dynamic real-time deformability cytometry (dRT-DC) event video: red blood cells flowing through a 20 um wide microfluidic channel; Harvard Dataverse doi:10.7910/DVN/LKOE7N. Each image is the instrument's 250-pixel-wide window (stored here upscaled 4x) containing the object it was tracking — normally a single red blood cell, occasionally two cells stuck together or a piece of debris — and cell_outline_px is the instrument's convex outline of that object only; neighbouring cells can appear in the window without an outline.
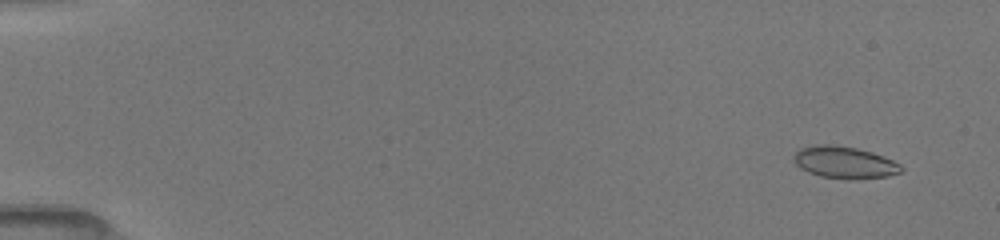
{"species": "common noctule bat (a hibernating species)", "species_latin": "Nyctalus noctula", "temperature_condition": "room temperature", "stored_images_in_passage": 61, "camera_frame_rate_fps": 3000, "um_per_image_px": 0.085, "animal": {"sex": "female", "body_mass_g": 19.5, "forearm_length_mm": 54.1}, "frame": {"image": 1, "passage_image": 5, "time_ms": 1.0, "image_size_px": [1000, 240], "cell_outline_px": [[904, 168], [900, 172], [888, 176], [852, 180], [820, 176], [808, 172], [800, 168], [792, 160], [792, 156], [800, 148], [816, 144], [828, 144], [856, 148], [872, 152], [884, 156], [900, 164]], "centroid_in_image_um": [71.77, 13.81], "position_along_channel_um": 13.2, "area_um2": 20.17}}
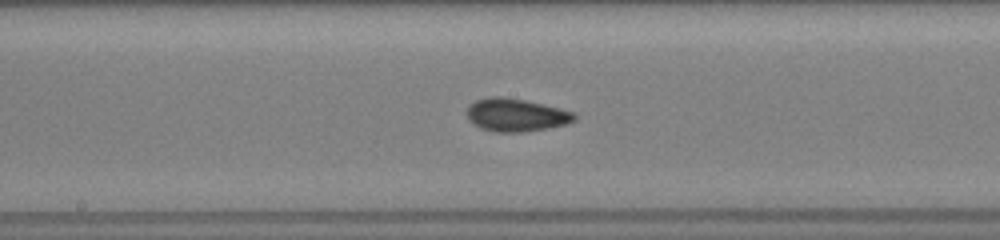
{"frame": {"image": 2, "passage_image": 27, "time_ms": 9.333, "image_size_px": [1000, 240], "cell_outline_px": [[576, 120], [564, 124], [548, 128], [520, 132], [496, 132], [480, 128], [472, 124], [468, 120], [468, 104], [476, 100], [488, 96], [500, 96], [524, 100], [560, 108], [572, 112], [576, 116]], "centroid_in_image_um": [43.81, 9.77], "position_along_channel_um": 204.4, "area_um2": 20.58}}
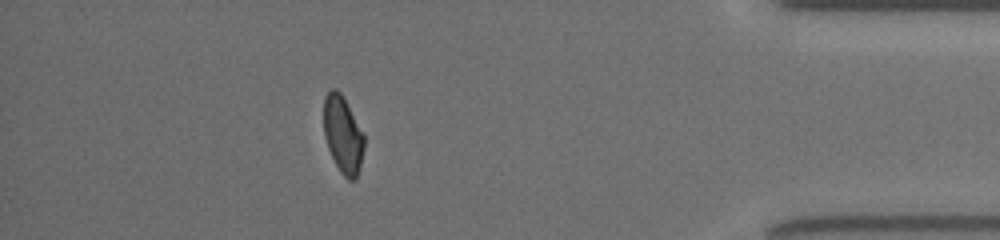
{"frame": {"image": 3, "passage_image": 55, "time_ms": 15.333, "image_size_px": [1000, 240], "cell_outline_px": [[364, 148], [360, 168], [356, 176], [352, 180], [348, 180], [340, 172], [328, 148], [324, 136], [324, 96], [332, 88], [336, 88], [344, 96], [364, 136]], "centroid_in_image_um": [29.14, 11.42], "position_along_channel_um": 406.1, "area_um2": 18.09}, "authors_computed_cell_mechanics": {"area_um2": 19.4208, "velocity_mm_per_s": 4.0083, "shape_relaxation_time_tau1_ms": null, "shape_relaxation_time_tau2_ms": 1.8299, "deformation_change_tau1": null, "deformation_change_tau2": 0.0553}}